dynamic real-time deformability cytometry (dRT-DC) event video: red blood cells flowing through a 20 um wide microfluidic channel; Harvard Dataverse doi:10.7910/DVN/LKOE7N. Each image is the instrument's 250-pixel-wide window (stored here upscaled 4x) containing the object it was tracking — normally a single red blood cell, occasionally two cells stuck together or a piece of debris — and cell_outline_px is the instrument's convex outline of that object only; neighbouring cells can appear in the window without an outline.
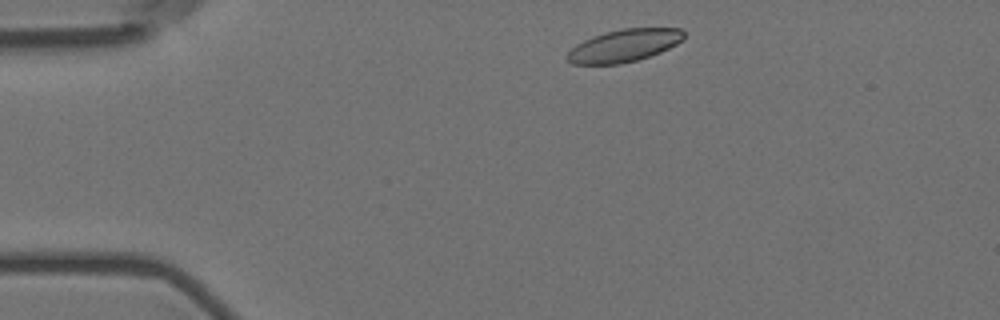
{"species": "Egyptian fruit bat (a non-hibernating species)", "species_latin": "Rousettus aegyptiacus", "temperature_condition": "room temperature", "stored_images_in_passage": 13, "camera_frame_rate_fps": 3000, "um_per_image_px": 0.085, "animal": {"sex": "female"}, "frame": {"image": 1, "passage_image": 1, "time_ms": 0.0, "image_size_px": [1000, 320], "cell_outline_px": [[684, 36], [676, 44], [660, 52], [636, 60], [620, 64], [572, 64], [564, 56], [576, 44], [584, 40], [604, 32], [624, 28], [680, 28], [684, 32]], "centroid_in_image_um": [53.01, 3.87], "position_along_channel_um": 32.0, "area_um2": 21.91}}
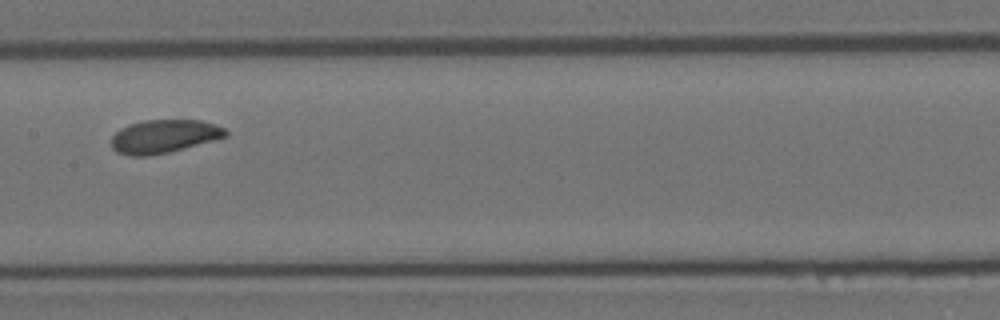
{"frame": {"image": 2, "passage_image": 6, "time_ms": 1.667, "image_size_px": [1000, 320], "cell_outline_px": [[228, 136], [168, 152], [148, 156], [132, 156], [116, 152], [112, 148], [112, 136], [120, 128], [128, 124], [144, 120], [200, 120], [216, 124], [224, 128], [228, 132]], "centroid_in_image_um": [13.92, 11.58], "position_along_channel_um": 193.5, "area_um2": 22.14}}
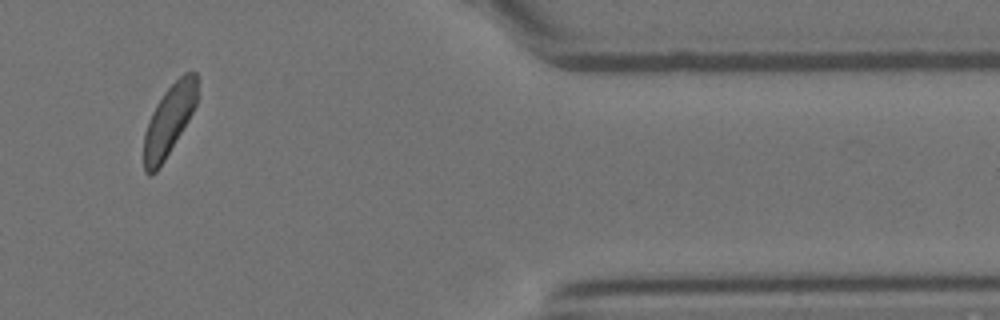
{"frame": {"image": 3, "passage_image": 11, "time_ms": 3.333, "image_size_px": [1000, 320], "cell_outline_px": [[196, 104], [188, 120], [164, 160], [156, 172], [148, 176], [144, 172], [144, 132], [148, 120], [156, 104], [164, 92], [184, 72], [196, 72]], "centroid_in_image_um": [14.33, 10.25], "position_along_channel_um": 397.1, "area_um2": 21.56}}